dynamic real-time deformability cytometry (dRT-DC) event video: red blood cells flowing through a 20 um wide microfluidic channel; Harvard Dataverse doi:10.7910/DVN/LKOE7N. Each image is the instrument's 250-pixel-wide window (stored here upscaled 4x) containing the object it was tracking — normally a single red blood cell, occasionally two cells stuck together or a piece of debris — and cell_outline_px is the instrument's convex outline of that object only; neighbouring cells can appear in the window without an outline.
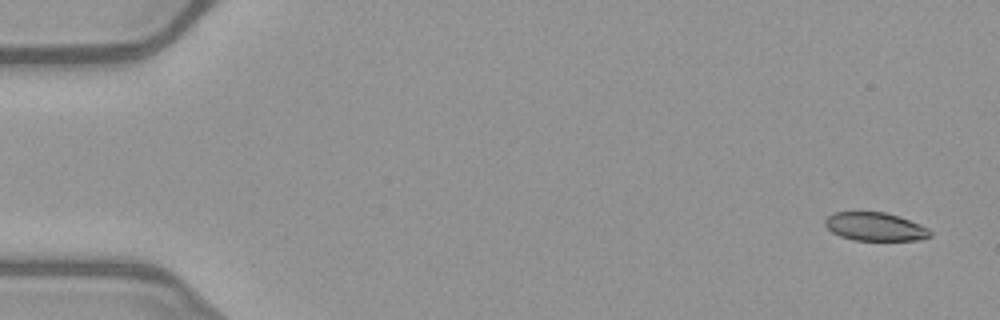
{"species": "common noctule bat (a hibernating species)", "species_latin": "Nyctalus noctula", "temperature_condition": "warm", "stored_images_in_passage": 50, "camera_frame_rate_fps": 3000, "um_per_image_px": 0.085, "animal": {"sex": "female", "body_mass_g": 21.9}, "frame": {"image": 1, "passage_image": 1, "time_ms": 0.0, "image_size_px": [1000, 320], "cell_outline_px": [[932, 236], [916, 240], [852, 240], [840, 236], [832, 232], [824, 224], [824, 220], [832, 212], [884, 212], [900, 216], [928, 228], [932, 232]], "centroid_in_image_um": [74.37, 19.26], "position_along_channel_um": 10.6, "area_um2": 17.4}}
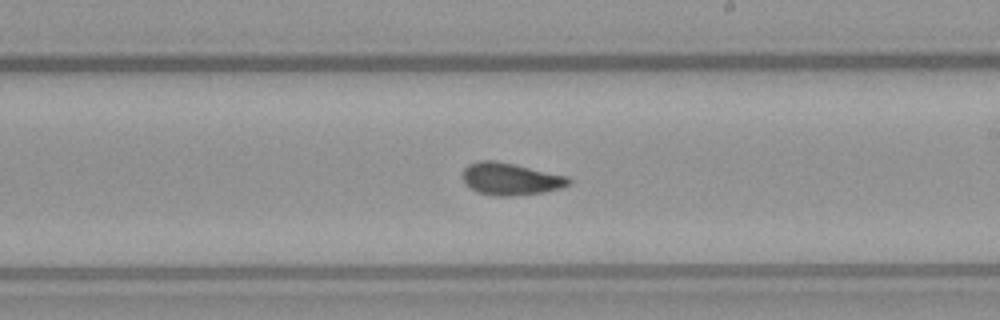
{"frame": {"image": 2, "passage_image": 29, "time_ms": 9.333, "image_size_px": [1000, 320], "cell_outline_px": [[572, 184], [560, 188], [544, 192], [512, 196], [496, 196], [476, 192], [464, 184], [464, 168], [468, 164], [480, 160], [496, 160], [516, 164], [568, 176], [572, 180]], "centroid_in_image_um": [43.41, 15.21], "position_along_channel_um": 245.6, "area_um2": 20.17}}
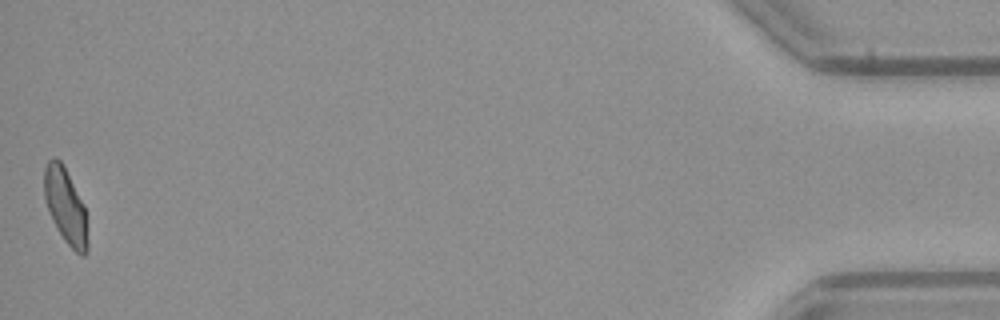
{"frame": {"image": 3, "passage_image": 50, "time_ms": 16.333, "image_size_px": [1000, 320], "cell_outline_px": [[88, 252], [84, 256], [80, 256], [64, 240], [48, 208], [44, 196], [44, 168], [48, 160], [52, 156], [56, 156], [64, 164], [84, 204], [88, 244]], "centroid_in_image_um": [5.58, 17.46], "position_along_channel_um": 429.6, "area_um2": 19.02}, "authors_computed_cell_mechanics": {"area_um2": 19.363, "velocity_mm_per_s": 4.029, "shape_relaxation_time_tau1_ms": 6.4753, "shape_relaxation_time_tau2_ms": 1.4594, "deformation_change_tau1": 0.1651, "deformation_change_tau2": 0.0642}}